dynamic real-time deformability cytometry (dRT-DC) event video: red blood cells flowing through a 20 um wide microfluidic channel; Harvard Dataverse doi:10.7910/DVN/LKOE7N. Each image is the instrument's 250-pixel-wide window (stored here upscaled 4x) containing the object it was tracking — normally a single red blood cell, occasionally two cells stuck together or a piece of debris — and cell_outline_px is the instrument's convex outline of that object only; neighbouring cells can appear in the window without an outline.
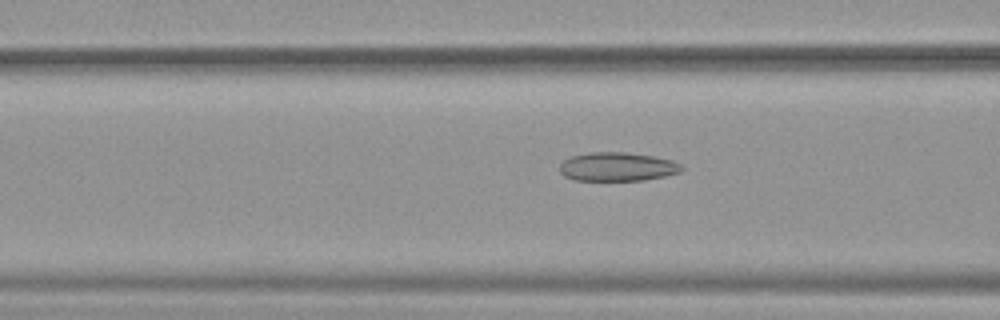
{"species": "common noctule bat (a hibernating species)", "species_latin": "Nyctalus noctula", "temperature_condition": "warm", "stored_images_in_passage": 51, "camera_frame_rate_fps": 3000, "um_per_image_px": 0.085, "animal": {"sex": "female", "body_mass_g": 19.9}, "frame": {"image": 1, "passage_image": 20, "time_ms": 6.333, "image_size_px": [1000, 320], "cell_outline_px": [[684, 168], [680, 172], [664, 176], [644, 180], [576, 180], [564, 176], [560, 172], [560, 164], [568, 156], [588, 152], [624, 152], [652, 156], [672, 160], [680, 164]], "centroid_in_image_um": [52.45, 14.16], "position_along_channel_um": 114.2, "area_um2": 20.46}}
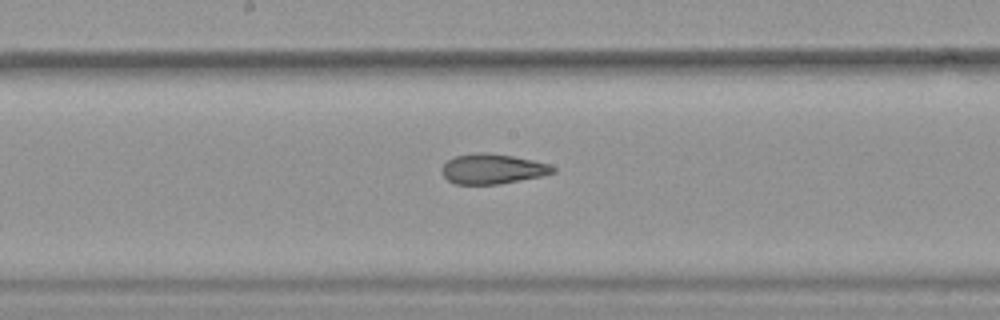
{"frame": {"image": 2, "passage_image": 27, "time_ms": 8.667, "image_size_px": [1000, 320], "cell_outline_px": [[556, 172], [544, 176], [500, 184], [456, 184], [448, 180], [440, 172], [440, 168], [448, 160], [456, 156], [476, 152], [488, 152], [512, 156], [532, 160], [548, 164], [556, 168]], "centroid_in_image_um": [41.86, 14.36], "position_along_channel_um": 206.3, "area_um2": 19.59}}
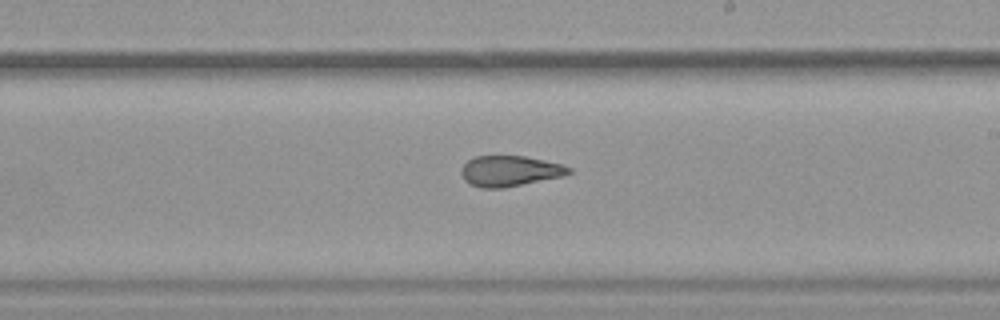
{"frame": {"image": 3, "passage_image": 30, "time_ms": 9.667, "image_size_px": [1000, 320], "cell_outline_px": [[572, 172], [564, 176], [504, 188], [480, 188], [464, 180], [460, 172], [460, 168], [468, 160], [476, 156], [524, 156], [564, 164], [572, 168]], "centroid_in_image_um": [43.35, 14.54], "position_along_channel_um": 245.6, "area_um2": 19.36}, "authors_computed_cell_mechanics": {"area_um2": 21.8484, "velocity_mm_per_s": 3.9581, "shape_relaxation_time_tau1_ms": null, "shape_relaxation_time_tau2_ms": 2.1109, "deformation_change_tau1": null, "deformation_change_tau2": 0.1087}}